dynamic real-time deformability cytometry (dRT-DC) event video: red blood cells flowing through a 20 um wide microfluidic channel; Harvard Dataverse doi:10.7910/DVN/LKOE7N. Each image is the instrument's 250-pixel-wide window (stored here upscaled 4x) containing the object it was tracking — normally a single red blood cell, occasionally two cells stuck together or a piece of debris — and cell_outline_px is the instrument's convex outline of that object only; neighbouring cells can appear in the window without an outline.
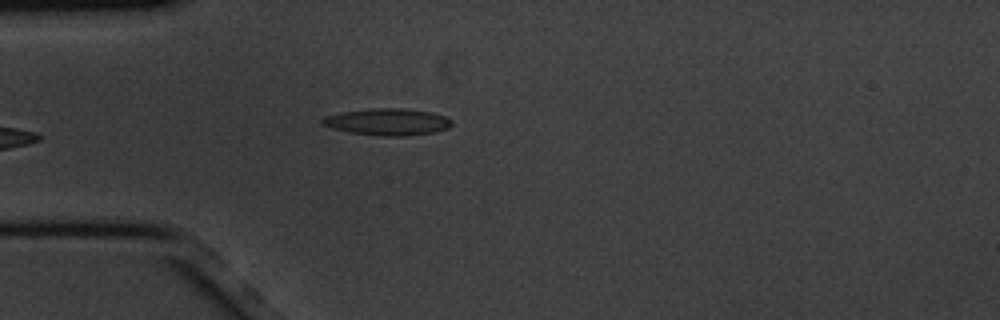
{"species": "common noctule bat (a hibernating species)", "species_latin": "Nyctalus noctula", "temperature_condition": "cold", "stored_images_in_passage": 4, "camera_frame_rate_fps": 3000, "um_per_image_px": 0.085, "animal": {"sex": "male", "body_mass_g": 20.1, "forearm_length_mm": 53.5}, "frame": {"image": 1, "passage_image": 4, "time_ms": 1.0, "image_size_px": [1000, 320], "cell_outline_px": [[452, 124], [448, 128], [436, 132], [404, 136], [380, 136], [352, 132], [332, 128], [320, 124], [320, 120], [324, 116], [340, 112], [376, 108], [404, 108], [432, 112], [444, 116], [452, 120]], "centroid_in_image_um": [32.94, 10.35], "position_along_channel_um": 52.1, "area_um2": 20.29}}